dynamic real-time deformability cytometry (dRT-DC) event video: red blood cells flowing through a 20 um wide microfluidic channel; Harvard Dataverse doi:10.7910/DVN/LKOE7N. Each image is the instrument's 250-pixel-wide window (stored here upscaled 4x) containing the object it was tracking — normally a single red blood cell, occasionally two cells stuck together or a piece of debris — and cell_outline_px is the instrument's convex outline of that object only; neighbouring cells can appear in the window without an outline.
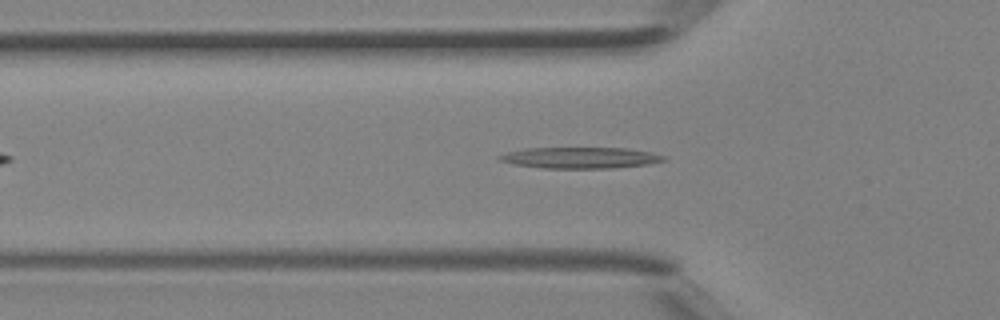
{"species": "Egyptian fruit bat (a non-hibernating species)", "species_latin": "Rousettus aegyptiacus", "temperature_condition": "room temperature", "stored_images_in_passage": 35, "camera_frame_rate_fps": 3000, "um_per_image_px": 0.085, "animal": {"sex": "female"}, "frame": {"image": 1, "passage_image": 8, "time_ms": 2.333, "image_size_px": [1000, 320], "cell_outline_px": [[664, 160], [648, 164], [612, 168], [544, 168], [516, 164], [500, 160], [496, 156], [508, 152], [524, 148], [628, 148], [652, 152], [664, 156]], "centroid_in_image_um": [49.33, 13.4], "position_along_channel_um": 76.5, "area_um2": 20.06}}
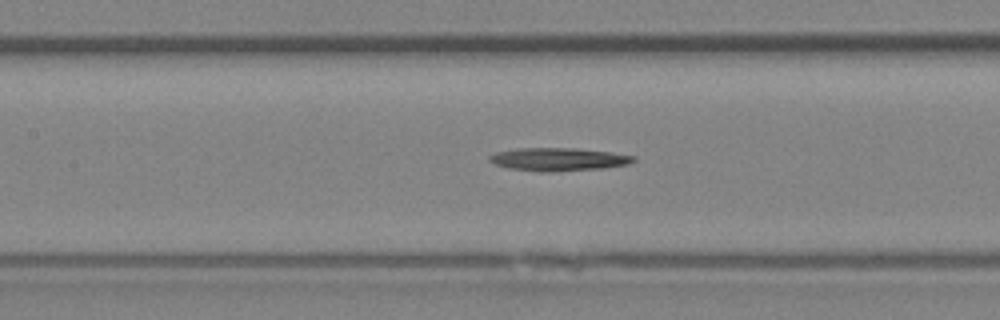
{"frame": {"image": 2, "passage_image": 13, "time_ms": 4.0, "image_size_px": [1000, 320], "cell_outline_px": [[636, 160], [628, 164], [604, 168], [552, 172], [540, 172], [508, 168], [496, 164], [488, 160], [488, 156], [496, 152], [516, 148], [576, 148], [612, 152], [636, 156]], "centroid_in_image_um": [47.47, 13.54], "position_along_channel_um": 159.9, "area_um2": 19.54}}
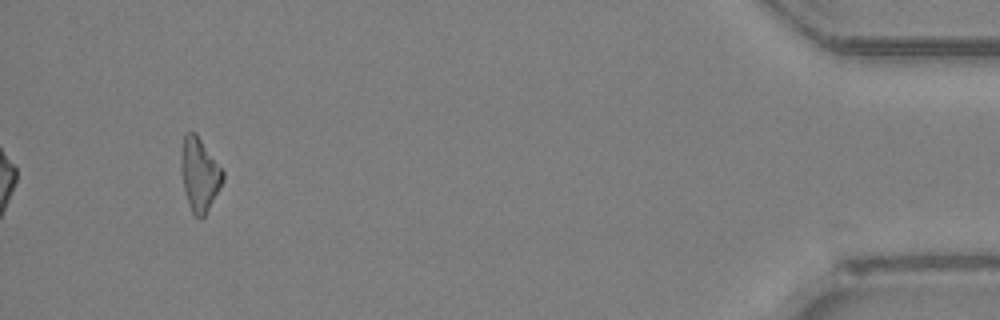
{"frame": {"image": 3, "passage_image": 33, "time_ms": 10.667, "image_size_px": [1000, 320], "cell_outline_px": [[224, 180], [204, 216], [200, 220], [192, 212], [188, 204], [184, 188], [180, 164], [180, 156], [184, 136], [188, 132], [196, 132], [224, 172]], "centroid_in_image_um": [16.95, 14.81], "position_along_channel_um": 418.3, "area_um2": 17.69}}